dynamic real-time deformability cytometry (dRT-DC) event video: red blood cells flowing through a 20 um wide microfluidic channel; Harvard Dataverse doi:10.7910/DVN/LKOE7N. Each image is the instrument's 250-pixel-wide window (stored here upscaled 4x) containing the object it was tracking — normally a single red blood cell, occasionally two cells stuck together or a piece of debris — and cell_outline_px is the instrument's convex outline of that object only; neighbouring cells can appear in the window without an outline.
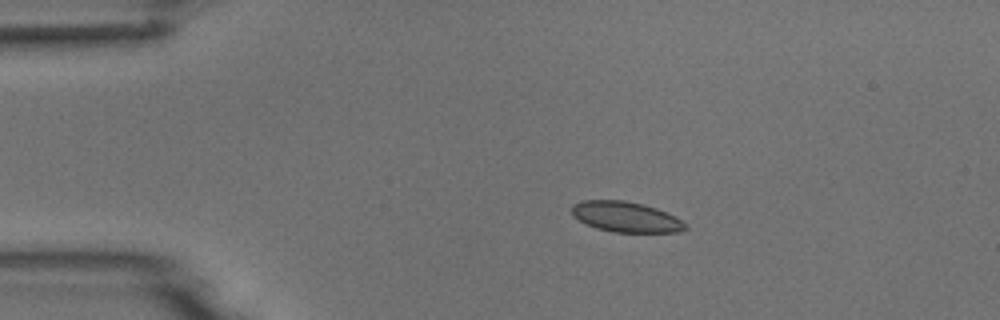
{"species": "common noctule bat (a hibernating species)", "species_latin": "Nyctalus noctula", "temperature_condition": "room temperature", "stored_images_in_passage": 3, "camera_frame_rate_fps": 3000, "um_per_image_px": 0.085, "animal": {"sex": "male", "body_mass_g": 18.8}, "frame": {"image": 1, "passage_image": 2, "time_ms": 1.0, "image_size_px": [1000, 320], "cell_outline_px": [[688, 228], [680, 232], [616, 232], [596, 228], [580, 220], [572, 212], [572, 204], [584, 200], [624, 200], [644, 204], [656, 208], [676, 216], [688, 224]], "centroid_in_image_um": [53.27, 18.43], "position_along_channel_um": 31.7, "area_um2": 20.11}}